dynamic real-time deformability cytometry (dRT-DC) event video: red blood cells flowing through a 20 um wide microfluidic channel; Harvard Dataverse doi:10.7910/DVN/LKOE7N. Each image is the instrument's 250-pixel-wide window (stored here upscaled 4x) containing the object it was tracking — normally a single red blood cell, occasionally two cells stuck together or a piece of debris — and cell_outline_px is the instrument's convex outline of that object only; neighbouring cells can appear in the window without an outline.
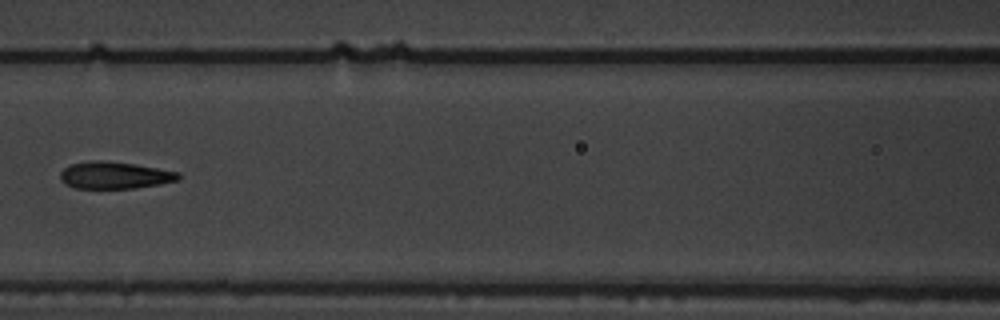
{"species": "common noctule bat (a hibernating species)", "species_latin": "Nyctalus noctula", "temperature_condition": "warm", "stored_images_in_passage": 9, "camera_frame_rate_fps": 3000, "um_per_image_px": 0.085, "animal": {"sex": "male", "body_mass_g": 19.5, "forearm_length_mm": 54.6}, "frame": {"image": 1, "passage_image": 7, "time_ms": 8.0, "image_size_px": [1000, 320], "cell_outline_px": [[180, 180], [160, 184], [132, 188], [76, 188], [64, 184], [60, 180], [60, 172], [64, 168], [72, 164], [88, 160], [104, 160], [136, 164], [180, 172]], "centroid_in_image_um": [9.74, 14.89], "position_along_channel_um": 156.9, "area_um2": 18.79}}
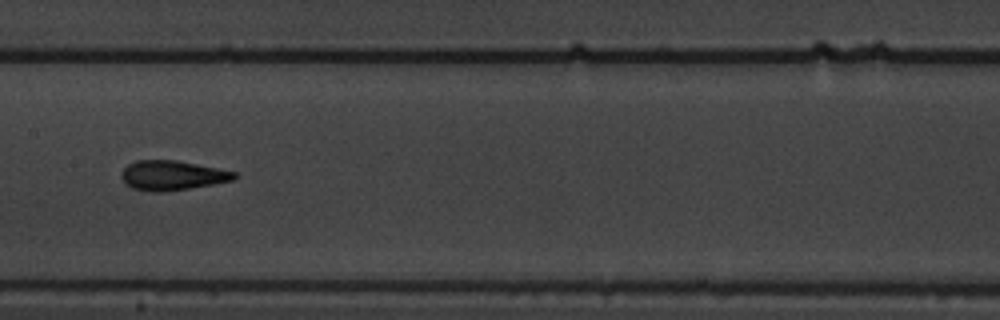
{"frame": {"image": 2, "passage_image": 8, "time_ms": 9.0, "image_size_px": [1000, 320], "cell_outline_px": [[240, 176], [232, 180], [212, 184], [188, 188], [160, 192], [152, 192], [132, 188], [124, 184], [120, 176], [124, 168], [128, 164], [136, 160], [176, 160], [236, 172]], "centroid_in_image_um": [14.6, 14.91], "position_along_channel_um": 192.8, "area_um2": 19.42}}
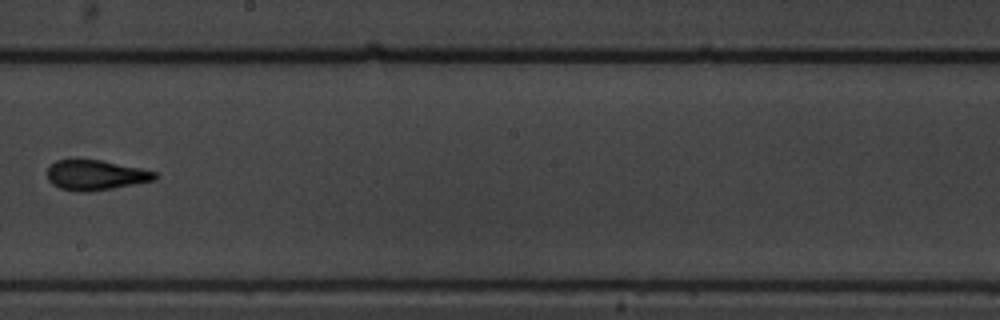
{"frame": {"image": 3, "passage_image": 9, "time_ms": 10.333, "image_size_px": [1000, 320], "cell_outline_px": [[156, 180], [112, 188], [88, 192], [76, 192], [60, 188], [52, 184], [48, 180], [48, 168], [56, 160], [100, 160], [140, 168], [156, 172]], "centroid_in_image_um": [8.11, 14.89], "position_along_channel_um": 240.1, "area_um2": 18.67}}